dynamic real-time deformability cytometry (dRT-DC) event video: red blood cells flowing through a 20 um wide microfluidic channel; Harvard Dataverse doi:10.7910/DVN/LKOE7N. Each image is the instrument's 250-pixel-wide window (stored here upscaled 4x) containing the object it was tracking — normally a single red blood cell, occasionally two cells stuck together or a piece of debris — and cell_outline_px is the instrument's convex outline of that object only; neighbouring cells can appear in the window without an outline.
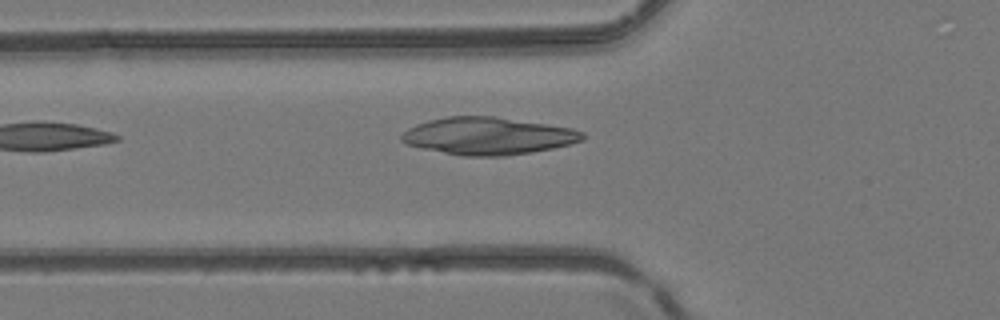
{"species": "common noctule bat (a hibernating species)", "species_latin": "Nyctalus noctula", "temperature_condition": "room temperature", "stored_images_in_passage": 3, "camera_frame_rate_fps": 3000, "um_per_image_px": 0.085, "animal": {"sex": "female", "body_mass_g": 24.6, "forearm_length_mm": 56.2}, "frame": {"image": 1, "passage_image": 3, "time_ms": 0.667, "image_size_px": [1000, 320], "cell_outline_px": [[584, 140], [572, 144], [532, 152], [508, 156], [460, 156], [404, 144], [400, 140], [400, 136], [408, 128], [416, 124], [428, 120], [448, 116], [492, 116], [572, 128], [584, 132]], "centroid_in_image_um": [41.46, 11.57], "position_along_channel_um": 84.3, "area_um2": 39.48}}